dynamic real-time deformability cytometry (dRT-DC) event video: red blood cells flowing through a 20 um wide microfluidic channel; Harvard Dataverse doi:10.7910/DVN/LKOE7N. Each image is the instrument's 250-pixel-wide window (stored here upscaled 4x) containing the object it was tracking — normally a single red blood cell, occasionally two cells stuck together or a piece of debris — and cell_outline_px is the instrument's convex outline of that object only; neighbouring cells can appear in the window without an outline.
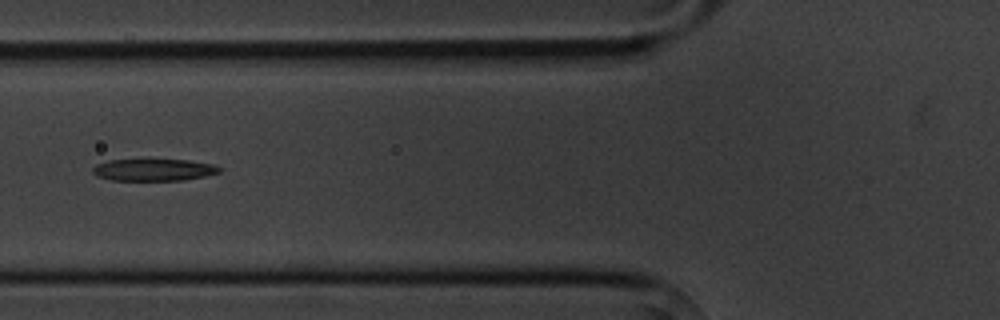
{"species": "common noctule bat (a hibernating species)", "species_latin": "Nyctalus noctula", "temperature_condition": "cold", "stored_images_in_passage": 8, "camera_frame_rate_fps": 3000, "um_per_image_px": 0.085, "animal": {"sex": "male", "body_mass_g": 20.1, "forearm_length_mm": 53.5}, "frame": {"image": 1, "passage_image": 6, "time_ms": 6.0, "image_size_px": [1000, 320], "cell_outline_px": [[220, 172], [204, 176], [184, 180], [112, 180], [96, 176], [92, 172], [92, 168], [96, 164], [108, 160], [188, 160], [212, 164], [220, 168]], "centroid_in_image_um": [13.02, 14.44], "position_along_channel_um": 112.8, "area_um2": 16.07}}
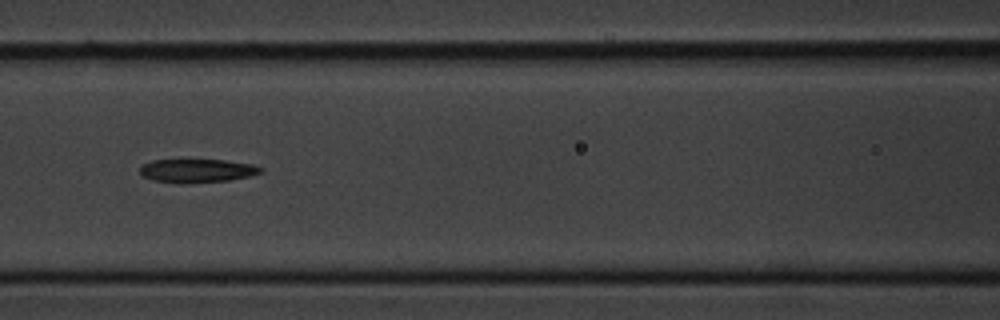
{"frame": {"image": 2, "passage_image": 7, "time_ms": 7.0, "image_size_px": [1000, 320], "cell_outline_px": [[264, 168], [260, 172], [248, 176], [228, 180], [152, 180], [140, 176], [140, 164], [152, 160], [224, 160], [252, 164]], "centroid_in_image_um": [16.72, 14.45], "position_along_channel_um": 149.9, "area_um2": 15.55}}
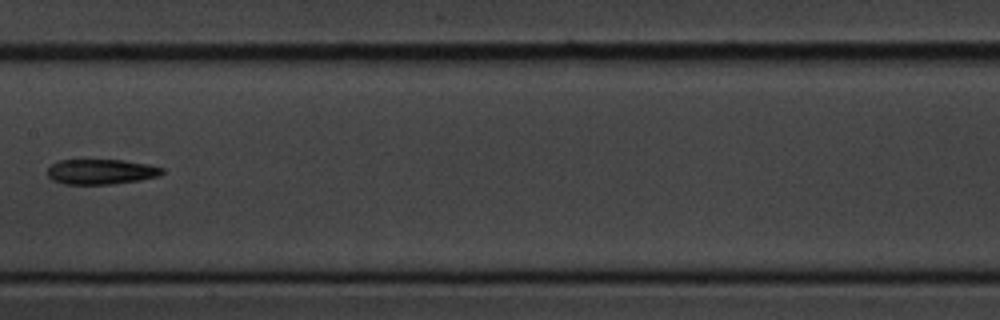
{"frame": {"image": 3, "passage_image": 8, "time_ms": 8.333, "image_size_px": [1000, 320], "cell_outline_px": [[164, 172], [160, 176], [140, 180], [112, 184], [64, 184], [52, 180], [48, 176], [48, 168], [52, 164], [60, 160], [124, 160], [148, 164], [164, 168]], "centroid_in_image_um": [8.62, 14.6], "position_along_channel_um": 198.8, "area_um2": 16.88}}